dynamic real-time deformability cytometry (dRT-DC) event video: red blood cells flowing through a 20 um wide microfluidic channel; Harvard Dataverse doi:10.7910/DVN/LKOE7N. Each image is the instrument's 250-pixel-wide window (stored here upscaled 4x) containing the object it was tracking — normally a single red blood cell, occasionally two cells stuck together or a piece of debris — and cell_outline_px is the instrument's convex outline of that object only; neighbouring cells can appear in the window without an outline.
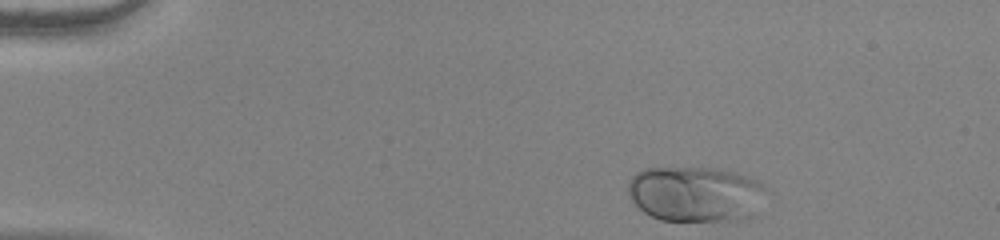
{"species": "human", "species_latin": "Homo sapiens", "temperature_condition": "warm", "stored_images_in_passage": 46, "camera_frame_rate_fps": 3000, "um_per_image_px": 0.085, "donor": {"sex": "female"}, "frame": {"image": 1, "passage_image": 1, "time_ms": 0.0, "image_size_px": [1000, 240], "cell_outline_px": [[764, 188], [756, 216], [736, 220], [660, 220], [644, 212], [632, 200], [628, 192], [628, 180], [636, 172], [644, 168], [720, 168], [736, 172], [760, 180], [764, 184]], "centroid_in_image_um": [59.13, 16.47], "position_along_channel_um": 25.9, "area_um2": 44.8}}
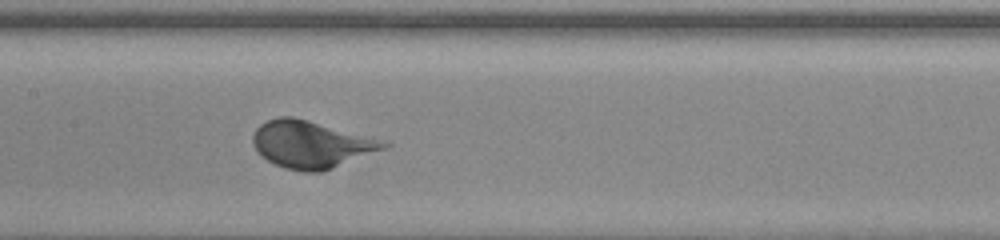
{"frame": {"image": 2, "passage_image": 20, "time_ms": 6.333, "image_size_px": [1000, 240], "cell_outline_px": [[392, 144], [388, 148], [332, 168], [320, 172], [304, 172], [284, 168], [260, 156], [252, 144], [252, 136], [256, 128], [260, 124], [268, 120], [280, 116], [292, 116], [308, 120]], "centroid_in_image_um": [26.39, 12.29], "position_along_channel_um": 181.0, "area_um2": 35.55}}
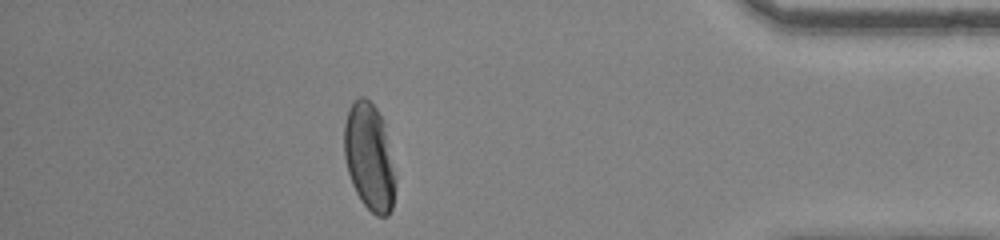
{"frame": {"image": 3, "passage_image": 40, "time_ms": 13.0, "image_size_px": [1000, 240], "cell_outline_px": [[396, 184], [392, 208], [388, 216], [376, 216], [360, 200], [352, 184], [348, 172], [344, 156], [344, 124], [348, 108], [360, 96], [364, 96], [376, 108], [384, 120], [396, 176]], "centroid_in_image_um": [31.4, 13.35], "position_along_channel_um": 403.8, "area_um2": 32.31}, "authors_computed_cell_mechanics": {"area_um2": 35.547, "velocity_mm_per_s": 3.8634, "shape_relaxation_time_tau1_ms": 3.4227, "shape_relaxation_time_tau2_ms": null, "deformation_change_tau1": 0.2117, "deformation_change_tau2": null}}